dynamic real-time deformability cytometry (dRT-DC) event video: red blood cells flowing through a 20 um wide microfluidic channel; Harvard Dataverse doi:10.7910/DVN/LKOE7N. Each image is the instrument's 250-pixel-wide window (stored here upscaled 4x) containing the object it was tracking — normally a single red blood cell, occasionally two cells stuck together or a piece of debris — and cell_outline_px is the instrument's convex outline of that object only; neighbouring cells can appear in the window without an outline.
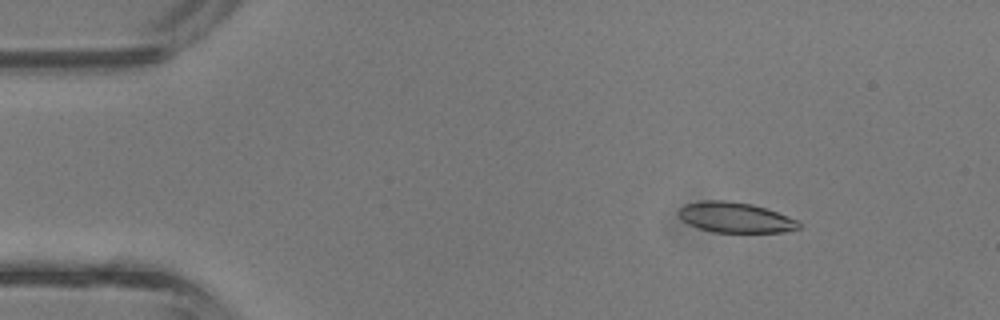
{"species": "common noctule bat (a hibernating species)", "species_latin": "Nyctalus noctula", "temperature_condition": "room temperature", "stored_images_in_passage": 39, "camera_frame_rate_fps": 3000, "um_per_image_px": 0.085, "animal": {"sex": "male", "body_mass_g": 13.3}, "frame": {"image": 1, "passage_image": 2, "time_ms": 0.333, "image_size_px": [1000, 320], "cell_outline_px": [[800, 228], [784, 232], [712, 232], [688, 224], [676, 212], [684, 204], [704, 200], [724, 200], [752, 204], [776, 212], [796, 220], [800, 224]], "centroid_in_image_um": [62.46, 18.48], "position_along_channel_um": 22.5, "area_um2": 21.04}}
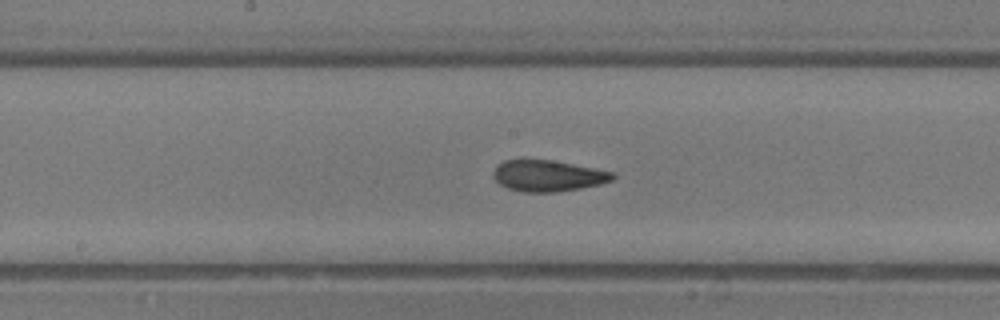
{"frame": {"image": 2, "passage_image": 18, "time_ms": 5.667, "image_size_px": [1000, 320], "cell_outline_px": [[616, 176], [612, 180], [600, 184], [580, 188], [556, 192], [520, 192], [508, 188], [500, 184], [492, 176], [492, 172], [496, 164], [504, 160], [520, 156], [524, 156], [552, 160], [612, 172]], "centroid_in_image_um": [46.46, 14.9], "position_along_channel_um": 201.7, "area_um2": 22.37}}
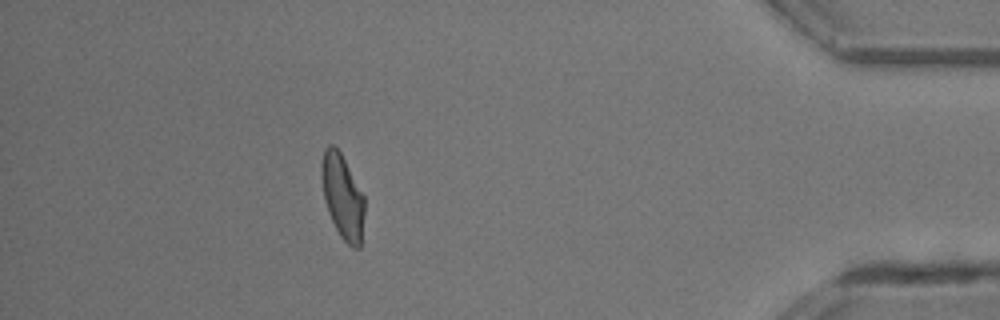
{"frame": {"image": 3, "passage_image": 34, "time_ms": 11.0, "image_size_px": [1000, 320], "cell_outline_px": [[364, 212], [360, 248], [352, 248], [340, 236], [328, 212], [324, 200], [320, 176], [320, 164], [324, 148], [328, 144], [332, 144], [340, 152], [364, 196]], "centroid_in_image_um": [29.08, 16.69], "position_along_channel_um": 406.1, "area_um2": 21.15}, "authors_computed_cell_mechanics": {"area_um2": 21.7328, "velocity_mm_per_s": 4.8313, "shape_relaxation_time_tau1_ms": 5.1447, "shape_relaxation_time_tau2_ms": 1.625, "deformation_change_tau1": 0.1793, "deformation_change_tau2": 0.0731}}